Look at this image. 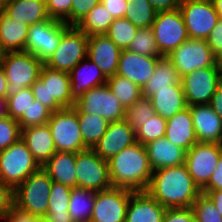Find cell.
I'll return each instance as SVG.
<instances>
[{
  "label": "cell",
  "instance_id": "6da1fadb",
  "mask_svg": "<svg viewBox=\"0 0 222 222\" xmlns=\"http://www.w3.org/2000/svg\"><path fill=\"white\" fill-rule=\"evenodd\" d=\"M146 191L167 209L191 207L201 194L185 164L154 170Z\"/></svg>",
  "mask_w": 222,
  "mask_h": 222
},
{
  "label": "cell",
  "instance_id": "7a4b0ae2",
  "mask_svg": "<svg viewBox=\"0 0 222 222\" xmlns=\"http://www.w3.org/2000/svg\"><path fill=\"white\" fill-rule=\"evenodd\" d=\"M109 177L113 188L146 191L153 170L145 146L139 142L121 150L108 160Z\"/></svg>",
  "mask_w": 222,
  "mask_h": 222
},
{
  "label": "cell",
  "instance_id": "3957f363",
  "mask_svg": "<svg viewBox=\"0 0 222 222\" xmlns=\"http://www.w3.org/2000/svg\"><path fill=\"white\" fill-rule=\"evenodd\" d=\"M70 85L68 72L52 69L43 64L39 78L31 85V89L36 100L55 112L74 106Z\"/></svg>",
  "mask_w": 222,
  "mask_h": 222
},
{
  "label": "cell",
  "instance_id": "277c9868",
  "mask_svg": "<svg viewBox=\"0 0 222 222\" xmlns=\"http://www.w3.org/2000/svg\"><path fill=\"white\" fill-rule=\"evenodd\" d=\"M52 180L40 168L14 190V207L35 217H45Z\"/></svg>",
  "mask_w": 222,
  "mask_h": 222
},
{
  "label": "cell",
  "instance_id": "5b68a950",
  "mask_svg": "<svg viewBox=\"0 0 222 222\" xmlns=\"http://www.w3.org/2000/svg\"><path fill=\"white\" fill-rule=\"evenodd\" d=\"M0 65L8 81L6 98L31 85L39 78L43 63L25 51L1 55Z\"/></svg>",
  "mask_w": 222,
  "mask_h": 222
},
{
  "label": "cell",
  "instance_id": "8992f818",
  "mask_svg": "<svg viewBox=\"0 0 222 222\" xmlns=\"http://www.w3.org/2000/svg\"><path fill=\"white\" fill-rule=\"evenodd\" d=\"M40 168L41 166L21 138L0 151V180L13 190Z\"/></svg>",
  "mask_w": 222,
  "mask_h": 222
},
{
  "label": "cell",
  "instance_id": "52a82bcc",
  "mask_svg": "<svg viewBox=\"0 0 222 222\" xmlns=\"http://www.w3.org/2000/svg\"><path fill=\"white\" fill-rule=\"evenodd\" d=\"M47 124L51 130L56 151L77 153L88 149L84 145L77 111L73 107L52 112Z\"/></svg>",
  "mask_w": 222,
  "mask_h": 222
},
{
  "label": "cell",
  "instance_id": "ba28073f",
  "mask_svg": "<svg viewBox=\"0 0 222 222\" xmlns=\"http://www.w3.org/2000/svg\"><path fill=\"white\" fill-rule=\"evenodd\" d=\"M69 27L63 21L51 18L29 26L24 51L33 54L45 64Z\"/></svg>",
  "mask_w": 222,
  "mask_h": 222
},
{
  "label": "cell",
  "instance_id": "9c48e42d",
  "mask_svg": "<svg viewBox=\"0 0 222 222\" xmlns=\"http://www.w3.org/2000/svg\"><path fill=\"white\" fill-rule=\"evenodd\" d=\"M73 108L77 112L99 115L108 122L124 119L125 108L107 83L86 91L75 101Z\"/></svg>",
  "mask_w": 222,
  "mask_h": 222
},
{
  "label": "cell",
  "instance_id": "30bf717a",
  "mask_svg": "<svg viewBox=\"0 0 222 222\" xmlns=\"http://www.w3.org/2000/svg\"><path fill=\"white\" fill-rule=\"evenodd\" d=\"M87 50L88 36L76 26H70L61 36L58 47L45 65L69 73L87 57Z\"/></svg>",
  "mask_w": 222,
  "mask_h": 222
},
{
  "label": "cell",
  "instance_id": "8fae6325",
  "mask_svg": "<svg viewBox=\"0 0 222 222\" xmlns=\"http://www.w3.org/2000/svg\"><path fill=\"white\" fill-rule=\"evenodd\" d=\"M152 28L156 45L162 56L169 55L179 45L189 39L179 8L173 11L156 13Z\"/></svg>",
  "mask_w": 222,
  "mask_h": 222
},
{
  "label": "cell",
  "instance_id": "7c38bea8",
  "mask_svg": "<svg viewBox=\"0 0 222 222\" xmlns=\"http://www.w3.org/2000/svg\"><path fill=\"white\" fill-rule=\"evenodd\" d=\"M182 77L193 70L214 67L216 56L206 39H187L166 56Z\"/></svg>",
  "mask_w": 222,
  "mask_h": 222
},
{
  "label": "cell",
  "instance_id": "4fadbf2b",
  "mask_svg": "<svg viewBox=\"0 0 222 222\" xmlns=\"http://www.w3.org/2000/svg\"><path fill=\"white\" fill-rule=\"evenodd\" d=\"M77 187L104 191L112 188L108 161L102 159L93 149L76 153Z\"/></svg>",
  "mask_w": 222,
  "mask_h": 222
},
{
  "label": "cell",
  "instance_id": "5bb4252c",
  "mask_svg": "<svg viewBox=\"0 0 222 222\" xmlns=\"http://www.w3.org/2000/svg\"><path fill=\"white\" fill-rule=\"evenodd\" d=\"M221 154L222 144L207 142H197L186 152L184 164L200 190L210 181Z\"/></svg>",
  "mask_w": 222,
  "mask_h": 222
},
{
  "label": "cell",
  "instance_id": "9a60e30c",
  "mask_svg": "<svg viewBox=\"0 0 222 222\" xmlns=\"http://www.w3.org/2000/svg\"><path fill=\"white\" fill-rule=\"evenodd\" d=\"M179 9L191 39H207L219 20L211 0H182Z\"/></svg>",
  "mask_w": 222,
  "mask_h": 222
},
{
  "label": "cell",
  "instance_id": "2e32d148",
  "mask_svg": "<svg viewBox=\"0 0 222 222\" xmlns=\"http://www.w3.org/2000/svg\"><path fill=\"white\" fill-rule=\"evenodd\" d=\"M221 79L217 65L196 69L182 76L181 84L187 105L209 104Z\"/></svg>",
  "mask_w": 222,
  "mask_h": 222
},
{
  "label": "cell",
  "instance_id": "e0dca14e",
  "mask_svg": "<svg viewBox=\"0 0 222 222\" xmlns=\"http://www.w3.org/2000/svg\"><path fill=\"white\" fill-rule=\"evenodd\" d=\"M133 192L113 187L96 191L90 222H125L127 205Z\"/></svg>",
  "mask_w": 222,
  "mask_h": 222
},
{
  "label": "cell",
  "instance_id": "ac0fdd59",
  "mask_svg": "<svg viewBox=\"0 0 222 222\" xmlns=\"http://www.w3.org/2000/svg\"><path fill=\"white\" fill-rule=\"evenodd\" d=\"M136 142L135 130L123 119L109 122L105 134L93 147V150L102 159L108 161L121 150Z\"/></svg>",
  "mask_w": 222,
  "mask_h": 222
},
{
  "label": "cell",
  "instance_id": "d6986e66",
  "mask_svg": "<svg viewBox=\"0 0 222 222\" xmlns=\"http://www.w3.org/2000/svg\"><path fill=\"white\" fill-rule=\"evenodd\" d=\"M121 51L106 34L88 37L87 56L107 78L117 74Z\"/></svg>",
  "mask_w": 222,
  "mask_h": 222
},
{
  "label": "cell",
  "instance_id": "ffe728a7",
  "mask_svg": "<svg viewBox=\"0 0 222 222\" xmlns=\"http://www.w3.org/2000/svg\"><path fill=\"white\" fill-rule=\"evenodd\" d=\"M159 59L158 57L142 56L127 49L122 50L117 74L143 88L152 76Z\"/></svg>",
  "mask_w": 222,
  "mask_h": 222
},
{
  "label": "cell",
  "instance_id": "44dd1931",
  "mask_svg": "<svg viewBox=\"0 0 222 222\" xmlns=\"http://www.w3.org/2000/svg\"><path fill=\"white\" fill-rule=\"evenodd\" d=\"M142 95L150 98L155 113L166 120L188 107L182 84L163 89H142Z\"/></svg>",
  "mask_w": 222,
  "mask_h": 222
},
{
  "label": "cell",
  "instance_id": "7402d4cb",
  "mask_svg": "<svg viewBox=\"0 0 222 222\" xmlns=\"http://www.w3.org/2000/svg\"><path fill=\"white\" fill-rule=\"evenodd\" d=\"M190 112L198 142L222 144V119L209 104L192 105Z\"/></svg>",
  "mask_w": 222,
  "mask_h": 222
},
{
  "label": "cell",
  "instance_id": "603a6c76",
  "mask_svg": "<svg viewBox=\"0 0 222 222\" xmlns=\"http://www.w3.org/2000/svg\"><path fill=\"white\" fill-rule=\"evenodd\" d=\"M166 210L147 191H136L130 196L125 222H162Z\"/></svg>",
  "mask_w": 222,
  "mask_h": 222
},
{
  "label": "cell",
  "instance_id": "cb8c5ba5",
  "mask_svg": "<svg viewBox=\"0 0 222 222\" xmlns=\"http://www.w3.org/2000/svg\"><path fill=\"white\" fill-rule=\"evenodd\" d=\"M71 97L74 101L91 88L107 83V77L88 56L80 61L70 72Z\"/></svg>",
  "mask_w": 222,
  "mask_h": 222
},
{
  "label": "cell",
  "instance_id": "d4e9b609",
  "mask_svg": "<svg viewBox=\"0 0 222 222\" xmlns=\"http://www.w3.org/2000/svg\"><path fill=\"white\" fill-rule=\"evenodd\" d=\"M21 139L40 166L57 152L48 124L21 129Z\"/></svg>",
  "mask_w": 222,
  "mask_h": 222
},
{
  "label": "cell",
  "instance_id": "484cf974",
  "mask_svg": "<svg viewBox=\"0 0 222 222\" xmlns=\"http://www.w3.org/2000/svg\"><path fill=\"white\" fill-rule=\"evenodd\" d=\"M144 146L153 171L185 163L186 151L172 144L166 137L148 142Z\"/></svg>",
  "mask_w": 222,
  "mask_h": 222
},
{
  "label": "cell",
  "instance_id": "4316f807",
  "mask_svg": "<svg viewBox=\"0 0 222 222\" xmlns=\"http://www.w3.org/2000/svg\"><path fill=\"white\" fill-rule=\"evenodd\" d=\"M165 137L186 152L198 142L194 131L190 106L167 119Z\"/></svg>",
  "mask_w": 222,
  "mask_h": 222
},
{
  "label": "cell",
  "instance_id": "83f0119b",
  "mask_svg": "<svg viewBox=\"0 0 222 222\" xmlns=\"http://www.w3.org/2000/svg\"><path fill=\"white\" fill-rule=\"evenodd\" d=\"M41 168L52 181L77 187L76 153L57 151Z\"/></svg>",
  "mask_w": 222,
  "mask_h": 222
},
{
  "label": "cell",
  "instance_id": "f1b7e54d",
  "mask_svg": "<svg viewBox=\"0 0 222 222\" xmlns=\"http://www.w3.org/2000/svg\"><path fill=\"white\" fill-rule=\"evenodd\" d=\"M29 26L9 17L2 12L0 14V51L20 52L24 51Z\"/></svg>",
  "mask_w": 222,
  "mask_h": 222
},
{
  "label": "cell",
  "instance_id": "f546056e",
  "mask_svg": "<svg viewBox=\"0 0 222 222\" xmlns=\"http://www.w3.org/2000/svg\"><path fill=\"white\" fill-rule=\"evenodd\" d=\"M3 12L28 26L49 19L45 0H12L4 4Z\"/></svg>",
  "mask_w": 222,
  "mask_h": 222
},
{
  "label": "cell",
  "instance_id": "4dcf8cb0",
  "mask_svg": "<svg viewBox=\"0 0 222 222\" xmlns=\"http://www.w3.org/2000/svg\"><path fill=\"white\" fill-rule=\"evenodd\" d=\"M96 191L73 187L69 200V214L73 222H90Z\"/></svg>",
  "mask_w": 222,
  "mask_h": 222
},
{
  "label": "cell",
  "instance_id": "1f68e13d",
  "mask_svg": "<svg viewBox=\"0 0 222 222\" xmlns=\"http://www.w3.org/2000/svg\"><path fill=\"white\" fill-rule=\"evenodd\" d=\"M115 18L108 12L102 3L97 4L91 11L76 25L88 37L92 35L106 34Z\"/></svg>",
  "mask_w": 222,
  "mask_h": 222
},
{
  "label": "cell",
  "instance_id": "d6a6232c",
  "mask_svg": "<svg viewBox=\"0 0 222 222\" xmlns=\"http://www.w3.org/2000/svg\"><path fill=\"white\" fill-rule=\"evenodd\" d=\"M84 145L93 149L105 134L109 122L99 115L77 112Z\"/></svg>",
  "mask_w": 222,
  "mask_h": 222
},
{
  "label": "cell",
  "instance_id": "836d02e7",
  "mask_svg": "<svg viewBox=\"0 0 222 222\" xmlns=\"http://www.w3.org/2000/svg\"><path fill=\"white\" fill-rule=\"evenodd\" d=\"M174 84H181V77L172 62L163 56L157 61L152 76L142 89H163Z\"/></svg>",
  "mask_w": 222,
  "mask_h": 222
},
{
  "label": "cell",
  "instance_id": "e575fe53",
  "mask_svg": "<svg viewBox=\"0 0 222 222\" xmlns=\"http://www.w3.org/2000/svg\"><path fill=\"white\" fill-rule=\"evenodd\" d=\"M107 85L124 108L131 106L142 96V88L118 74L108 77Z\"/></svg>",
  "mask_w": 222,
  "mask_h": 222
},
{
  "label": "cell",
  "instance_id": "d590c367",
  "mask_svg": "<svg viewBox=\"0 0 222 222\" xmlns=\"http://www.w3.org/2000/svg\"><path fill=\"white\" fill-rule=\"evenodd\" d=\"M126 9L125 18L138 28L152 26L157 13L148 0H127Z\"/></svg>",
  "mask_w": 222,
  "mask_h": 222
},
{
  "label": "cell",
  "instance_id": "8d00e7d4",
  "mask_svg": "<svg viewBox=\"0 0 222 222\" xmlns=\"http://www.w3.org/2000/svg\"><path fill=\"white\" fill-rule=\"evenodd\" d=\"M155 115L150 98L141 96L131 106L125 108L124 120L136 131Z\"/></svg>",
  "mask_w": 222,
  "mask_h": 222
},
{
  "label": "cell",
  "instance_id": "74e56055",
  "mask_svg": "<svg viewBox=\"0 0 222 222\" xmlns=\"http://www.w3.org/2000/svg\"><path fill=\"white\" fill-rule=\"evenodd\" d=\"M136 27L127 18H116L111 23L106 35L121 49L125 50L138 32Z\"/></svg>",
  "mask_w": 222,
  "mask_h": 222
},
{
  "label": "cell",
  "instance_id": "f35d334b",
  "mask_svg": "<svg viewBox=\"0 0 222 222\" xmlns=\"http://www.w3.org/2000/svg\"><path fill=\"white\" fill-rule=\"evenodd\" d=\"M127 50L138 53L142 56L158 57L163 56L156 45L152 26L139 28L136 36L129 44Z\"/></svg>",
  "mask_w": 222,
  "mask_h": 222
},
{
  "label": "cell",
  "instance_id": "ab89813d",
  "mask_svg": "<svg viewBox=\"0 0 222 222\" xmlns=\"http://www.w3.org/2000/svg\"><path fill=\"white\" fill-rule=\"evenodd\" d=\"M166 125L167 120L155 113L152 118L135 131L136 141L145 145L148 142L165 137Z\"/></svg>",
  "mask_w": 222,
  "mask_h": 222
},
{
  "label": "cell",
  "instance_id": "60d3db41",
  "mask_svg": "<svg viewBox=\"0 0 222 222\" xmlns=\"http://www.w3.org/2000/svg\"><path fill=\"white\" fill-rule=\"evenodd\" d=\"M52 111L40 101H31L27 112L17 120L21 129L26 127L45 125L49 121Z\"/></svg>",
  "mask_w": 222,
  "mask_h": 222
},
{
  "label": "cell",
  "instance_id": "b9f144b4",
  "mask_svg": "<svg viewBox=\"0 0 222 222\" xmlns=\"http://www.w3.org/2000/svg\"><path fill=\"white\" fill-rule=\"evenodd\" d=\"M35 97L31 87L23 88L16 94L6 98L7 115L18 120L24 112H27Z\"/></svg>",
  "mask_w": 222,
  "mask_h": 222
},
{
  "label": "cell",
  "instance_id": "7bdbcfd3",
  "mask_svg": "<svg viewBox=\"0 0 222 222\" xmlns=\"http://www.w3.org/2000/svg\"><path fill=\"white\" fill-rule=\"evenodd\" d=\"M191 209L195 222H222V216L206 194L201 193L192 204Z\"/></svg>",
  "mask_w": 222,
  "mask_h": 222
},
{
  "label": "cell",
  "instance_id": "ee69618b",
  "mask_svg": "<svg viewBox=\"0 0 222 222\" xmlns=\"http://www.w3.org/2000/svg\"><path fill=\"white\" fill-rule=\"evenodd\" d=\"M72 187L52 181L47 212H63L69 210Z\"/></svg>",
  "mask_w": 222,
  "mask_h": 222
},
{
  "label": "cell",
  "instance_id": "f6af8a7d",
  "mask_svg": "<svg viewBox=\"0 0 222 222\" xmlns=\"http://www.w3.org/2000/svg\"><path fill=\"white\" fill-rule=\"evenodd\" d=\"M21 138V128L17 120L10 116L0 119V151L10 147Z\"/></svg>",
  "mask_w": 222,
  "mask_h": 222
},
{
  "label": "cell",
  "instance_id": "bcb514c9",
  "mask_svg": "<svg viewBox=\"0 0 222 222\" xmlns=\"http://www.w3.org/2000/svg\"><path fill=\"white\" fill-rule=\"evenodd\" d=\"M45 4L49 18L63 21L70 26L71 0H45Z\"/></svg>",
  "mask_w": 222,
  "mask_h": 222
},
{
  "label": "cell",
  "instance_id": "7dc6e473",
  "mask_svg": "<svg viewBox=\"0 0 222 222\" xmlns=\"http://www.w3.org/2000/svg\"><path fill=\"white\" fill-rule=\"evenodd\" d=\"M70 26H76L101 0H71Z\"/></svg>",
  "mask_w": 222,
  "mask_h": 222
},
{
  "label": "cell",
  "instance_id": "c3c4849f",
  "mask_svg": "<svg viewBox=\"0 0 222 222\" xmlns=\"http://www.w3.org/2000/svg\"><path fill=\"white\" fill-rule=\"evenodd\" d=\"M14 206V190L0 180V222Z\"/></svg>",
  "mask_w": 222,
  "mask_h": 222
},
{
  "label": "cell",
  "instance_id": "681fc988",
  "mask_svg": "<svg viewBox=\"0 0 222 222\" xmlns=\"http://www.w3.org/2000/svg\"><path fill=\"white\" fill-rule=\"evenodd\" d=\"M162 222H195L191 207L170 208L166 210Z\"/></svg>",
  "mask_w": 222,
  "mask_h": 222
},
{
  "label": "cell",
  "instance_id": "f907efd6",
  "mask_svg": "<svg viewBox=\"0 0 222 222\" xmlns=\"http://www.w3.org/2000/svg\"><path fill=\"white\" fill-rule=\"evenodd\" d=\"M206 40L215 56L222 52V19L218 20Z\"/></svg>",
  "mask_w": 222,
  "mask_h": 222
},
{
  "label": "cell",
  "instance_id": "816d5d0a",
  "mask_svg": "<svg viewBox=\"0 0 222 222\" xmlns=\"http://www.w3.org/2000/svg\"><path fill=\"white\" fill-rule=\"evenodd\" d=\"M2 222H45V218L32 216L13 206Z\"/></svg>",
  "mask_w": 222,
  "mask_h": 222
},
{
  "label": "cell",
  "instance_id": "f5cc1de1",
  "mask_svg": "<svg viewBox=\"0 0 222 222\" xmlns=\"http://www.w3.org/2000/svg\"><path fill=\"white\" fill-rule=\"evenodd\" d=\"M101 3L115 19L125 17L127 0H101Z\"/></svg>",
  "mask_w": 222,
  "mask_h": 222
},
{
  "label": "cell",
  "instance_id": "db71d44e",
  "mask_svg": "<svg viewBox=\"0 0 222 222\" xmlns=\"http://www.w3.org/2000/svg\"><path fill=\"white\" fill-rule=\"evenodd\" d=\"M222 190V154L219 158L217 167L212 174L208 184L201 190V193L206 194L208 191Z\"/></svg>",
  "mask_w": 222,
  "mask_h": 222
},
{
  "label": "cell",
  "instance_id": "11a10c76",
  "mask_svg": "<svg viewBox=\"0 0 222 222\" xmlns=\"http://www.w3.org/2000/svg\"><path fill=\"white\" fill-rule=\"evenodd\" d=\"M181 2L182 0H148V3L153 6L157 13L176 10Z\"/></svg>",
  "mask_w": 222,
  "mask_h": 222
},
{
  "label": "cell",
  "instance_id": "9f6ffc18",
  "mask_svg": "<svg viewBox=\"0 0 222 222\" xmlns=\"http://www.w3.org/2000/svg\"><path fill=\"white\" fill-rule=\"evenodd\" d=\"M209 106L219 115L222 119V79L219 82L215 93L212 95Z\"/></svg>",
  "mask_w": 222,
  "mask_h": 222
},
{
  "label": "cell",
  "instance_id": "6f0895ef",
  "mask_svg": "<svg viewBox=\"0 0 222 222\" xmlns=\"http://www.w3.org/2000/svg\"><path fill=\"white\" fill-rule=\"evenodd\" d=\"M45 222H73L68 211L47 212Z\"/></svg>",
  "mask_w": 222,
  "mask_h": 222
},
{
  "label": "cell",
  "instance_id": "680465c9",
  "mask_svg": "<svg viewBox=\"0 0 222 222\" xmlns=\"http://www.w3.org/2000/svg\"><path fill=\"white\" fill-rule=\"evenodd\" d=\"M206 195L211 199L222 216V190L208 191Z\"/></svg>",
  "mask_w": 222,
  "mask_h": 222
},
{
  "label": "cell",
  "instance_id": "91938a15",
  "mask_svg": "<svg viewBox=\"0 0 222 222\" xmlns=\"http://www.w3.org/2000/svg\"><path fill=\"white\" fill-rule=\"evenodd\" d=\"M8 81L5 76L4 70L0 65V97L6 98Z\"/></svg>",
  "mask_w": 222,
  "mask_h": 222
},
{
  "label": "cell",
  "instance_id": "94428289",
  "mask_svg": "<svg viewBox=\"0 0 222 222\" xmlns=\"http://www.w3.org/2000/svg\"><path fill=\"white\" fill-rule=\"evenodd\" d=\"M219 19H222V0H211Z\"/></svg>",
  "mask_w": 222,
  "mask_h": 222
},
{
  "label": "cell",
  "instance_id": "6125c7cd",
  "mask_svg": "<svg viewBox=\"0 0 222 222\" xmlns=\"http://www.w3.org/2000/svg\"><path fill=\"white\" fill-rule=\"evenodd\" d=\"M7 116L6 98L0 97V119Z\"/></svg>",
  "mask_w": 222,
  "mask_h": 222
},
{
  "label": "cell",
  "instance_id": "be15d7a7",
  "mask_svg": "<svg viewBox=\"0 0 222 222\" xmlns=\"http://www.w3.org/2000/svg\"><path fill=\"white\" fill-rule=\"evenodd\" d=\"M216 65H217V69H218L219 75L222 78V52H220L216 56Z\"/></svg>",
  "mask_w": 222,
  "mask_h": 222
},
{
  "label": "cell",
  "instance_id": "e7e4bbea",
  "mask_svg": "<svg viewBox=\"0 0 222 222\" xmlns=\"http://www.w3.org/2000/svg\"><path fill=\"white\" fill-rule=\"evenodd\" d=\"M4 3L0 0V14L3 12Z\"/></svg>",
  "mask_w": 222,
  "mask_h": 222
},
{
  "label": "cell",
  "instance_id": "03108f58",
  "mask_svg": "<svg viewBox=\"0 0 222 222\" xmlns=\"http://www.w3.org/2000/svg\"><path fill=\"white\" fill-rule=\"evenodd\" d=\"M4 4L6 3V2H9V1H12V0H1Z\"/></svg>",
  "mask_w": 222,
  "mask_h": 222
}]
</instances>
